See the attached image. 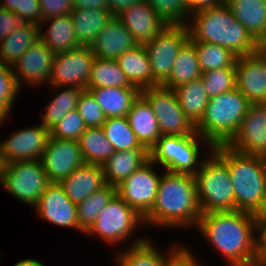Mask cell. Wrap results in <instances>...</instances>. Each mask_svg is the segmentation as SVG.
<instances>
[{
    "instance_id": "obj_1",
    "label": "cell",
    "mask_w": 266,
    "mask_h": 266,
    "mask_svg": "<svg viewBox=\"0 0 266 266\" xmlns=\"http://www.w3.org/2000/svg\"><path fill=\"white\" fill-rule=\"evenodd\" d=\"M196 229L229 266H254L262 262L258 227L253 213L233 210L203 213Z\"/></svg>"
},
{
    "instance_id": "obj_2",
    "label": "cell",
    "mask_w": 266,
    "mask_h": 266,
    "mask_svg": "<svg viewBox=\"0 0 266 266\" xmlns=\"http://www.w3.org/2000/svg\"><path fill=\"white\" fill-rule=\"evenodd\" d=\"M201 216L194 175L163 172L157 197L144 217L145 225L168 228H196Z\"/></svg>"
},
{
    "instance_id": "obj_3",
    "label": "cell",
    "mask_w": 266,
    "mask_h": 266,
    "mask_svg": "<svg viewBox=\"0 0 266 266\" xmlns=\"http://www.w3.org/2000/svg\"><path fill=\"white\" fill-rule=\"evenodd\" d=\"M187 28L191 41L220 45L237 56L250 55L262 48L225 4L191 14Z\"/></svg>"
},
{
    "instance_id": "obj_4",
    "label": "cell",
    "mask_w": 266,
    "mask_h": 266,
    "mask_svg": "<svg viewBox=\"0 0 266 266\" xmlns=\"http://www.w3.org/2000/svg\"><path fill=\"white\" fill-rule=\"evenodd\" d=\"M213 151L227 164L235 194V210L254 213L266 191V167L261 156L233 150L226 144Z\"/></svg>"
},
{
    "instance_id": "obj_5",
    "label": "cell",
    "mask_w": 266,
    "mask_h": 266,
    "mask_svg": "<svg viewBox=\"0 0 266 266\" xmlns=\"http://www.w3.org/2000/svg\"><path fill=\"white\" fill-rule=\"evenodd\" d=\"M247 98L235 87L210 98L196 132L213 147L227 144L236 134L250 106Z\"/></svg>"
},
{
    "instance_id": "obj_6",
    "label": "cell",
    "mask_w": 266,
    "mask_h": 266,
    "mask_svg": "<svg viewBox=\"0 0 266 266\" xmlns=\"http://www.w3.org/2000/svg\"><path fill=\"white\" fill-rule=\"evenodd\" d=\"M205 150L207 156L194 175L201 214L233 211L235 194L227 164L213 150Z\"/></svg>"
},
{
    "instance_id": "obj_7",
    "label": "cell",
    "mask_w": 266,
    "mask_h": 266,
    "mask_svg": "<svg viewBox=\"0 0 266 266\" xmlns=\"http://www.w3.org/2000/svg\"><path fill=\"white\" fill-rule=\"evenodd\" d=\"M204 143V144H200ZM213 146L198 133L188 135H161L156 144L149 150L150 160L164 171L195 175L204 160V151L200 147ZM201 149V150H200ZM203 153L201 155V153ZM202 157H201V156ZM201 158V159H200ZM199 163V164H198Z\"/></svg>"
},
{
    "instance_id": "obj_8",
    "label": "cell",
    "mask_w": 266,
    "mask_h": 266,
    "mask_svg": "<svg viewBox=\"0 0 266 266\" xmlns=\"http://www.w3.org/2000/svg\"><path fill=\"white\" fill-rule=\"evenodd\" d=\"M142 225L145 226L144 218L116 194L85 234L99 237L107 245L117 246L131 240L130 237Z\"/></svg>"
},
{
    "instance_id": "obj_9",
    "label": "cell",
    "mask_w": 266,
    "mask_h": 266,
    "mask_svg": "<svg viewBox=\"0 0 266 266\" xmlns=\"http://www.w3.org/2000/svg\"><path fill=\"white\" fill-rule=\"evenodd\" d=\"M50 183L41 160L6 163L0 186L18 201L35 206Z\"/></svg>"
},
{
    "instance_id": "obj_10",
    "label": "cell",
    "mask_w": 266,
    "mask_h": 266,
    "mask_svg": "<svg viewBox=\"0 0 266 266\" xmlns=\"http://www.w3.org/2000/svg\"><path fill=\"white\" fill-rule=\"evenodd\" d=\"M141 94L156 115L161 135L196 134V128L181 109L173 89L163 85L148 87Z\"/></svg>"
},
{
    "instance_id": "obj_11",
    "label": "cell",
    "mask_w": 266,
    "mask_h": 266,
    "mask_svg": "<svg viewBox=\"0 0 266 266\" xmlns=\"http://www.w3.org/2000/svg\"><path fill=\"white\" fill-rule=\"evenodd\" d=\"M188 39L187 26H167L144 44L152 69V87L162 85L169 78L179 49Z\"/></svg>"
},
{
    "instance_id": "obj_12",
    "label": "cell",
    "mask_w": 266,
    "mask_h": 266,
    "mask_svg": "<svg viewBox=\"0 0 266 266\" xmlns=\"http://www.w3.org/2000/svg\"><path fill=\"white\" fill-rule=\"evenodd\" d=\"M94 59L89 46L55 54L49 85L86 90Z\"/></svg>"
},
{
    "instance_id": "obj_13",
    "label": "cell",
    "mask_w": 266,
    "mask_h": 266,
    "mask_svg": "<svg viewBox=\"0 0 266 266\" xmlns=\"http://www.w3.org/2000/svg\"><path fill=\"white\" fill-rule=\"evenodd\" d=\"M149 160L117 186V195L143 218L154 206L161 174Z\"/></svg>"
},
{
    "instance_id": "obj_14",
    "label": "cell",
    "mask_w": 266,
    "mask_h": 266,
    "mask_svg": "<svg viewBox=\"0 0 266 266\" xmlns=\"http://www.w3.org/2000/svg\"><path fill=\"white\" fill-rule=\"evenodd\" d=\"M235 68L236 88L251 104L266 103V47L238 56Z\"/></svg>"
},
{
    "instance_id": "obj_15",
    "label": "cell",
    "mask_w": 266,
    "mask_h": 266,
    "mask_svg": "<svg viewBox=\"0 0 266 266\" xmlns=\"http://www.w3.org/2000/svg\"><path fill=\"white\" fill-rule=\"evenodd\" d=\"M226 145L241 153L264 156L266 153V103L250 104L236 134Z\"/></svg>"
},
{
    "instance_id": "obj_16",
    "label": "cell",
    "mask_w": 266,
    "mask_h": 266,
    "mask_svg": "<svg viewBox=\"0 0 266 266\" xmlns=\"http://www.w3.org/2000/svg\"><path fill=\"white\" fill-rule=\"evenodd\" d=\"M49 138L50 131L42 124L13 131L1 143L5 163L41 160Z\"/></svg>"
},
{
    "instance_id": "obj_17",
    "label": "cell",
    "mask_w": 266,
    "mask_h": 266,
    "mask_svg": "<svg viewBox=\"0 0 266 266\" xmlns=\"http://www.w3.org/2000/svg\"><path fill=\"white\" fill-rule=\"evenodd\" d=\"M50 182H60L85 162L78 141L51 137L41 157Z\"/></svg>"
},
{
    "instance_id": "obj_18",
    "label": "cell",
    "mask_w": 266,
    "mask_h": 266,
    "mask_svg": "<svg viewBox=\"0 0 266 266\" xmlns=\"http://www.w3.org/2000/svg\"><path fill=\"white\" fill-rule=\"evenodd\" d=\"M33 209L43 221L81 232L77 220V205L67 197L58 182H50L47 185Z\"/></svg>"
},
{
    "instance_id": "obj_19",
    "label": "cell",
    "mask_w": 266,
    "mask_h": 266,
    "mask_svg": "<svg viewBox=\"0 0 266 266\" xmlns=\"http://www.w3.org/2000/svg\"><path fill=\"white\" fill-rule=\"evenodd\" d=\"M55 53L41 40L32 45L11 67L18 86L38 87L48 83ZM23 84H22V83Z\"/></svg>"
},
{
    "instance_id": "obj_20",
    "label": "cell",
    "mask_w": 266,
    "mask_h": 266,
    "mask_svg": "<svg viewBox=\"0 0 266 266\" xmlns=\"http://www.w3.org/2000/svg\"><path fill=\"white\" fill-rule=\"evenodd\" d=\"M131 242L124 251H118L115 258L118 266H168L170 260L184 247L182 243H175L163 254L150 238L141 235V238Z\"/></svg>"
},
{
    "instance_id": "obj_21",
    "label": "cell",
    "mask_w": 266,
    "mask_h": 266,
    "mask_svg": "<svg viewBox=\"0 0 266 266\" xmlns=\"http://www.w3.org/2000/svg\"><path fill=\"white\" fill-rule=\"evenodd\" d=\"M117 18L129 30L139 45L148 43L167 27L145 1L130 6Z\"/></svg>"
},
{
    "instance_id": "obj_22",
    "label": "cell",
    "mask_w": 266,
    "mask_h": 266,
    "mask_svg": "<svg viewBox=\"0 0 266 266\" xmlns=\"http://www.w3.org/2000/svg\"><path fill=\"white\" fill-rule=\"evenodd\" d=\"M139 45L129 30L117 18L113 17L99 32L90 46L95 58L116 60L125 51Z\"/></svg>"
},
{
    "instance_id": "obj_23",
    "label": "cell",
    "mask_w": 266,
    "mask_h": 266,
    "mask_svg": "<svg viewBox=\"0 0 266 266\" xmlns=\"http://www.w3.org/2000/svg\"><path fill=\"white\" fill-rule=\"evenodd\" d=\"M67 197L76 205L106 185L102 165L84 163L61 180Z\"/></svg>"
},
{
    "instance_id": "obj_24",
    "label": "cell",
    "mask_w": 266,
    "mask_h": 266,
    "mask_svg": "<svg viewBox=\"0 0 266 266\" xmlns=\"http://www.w3.org/2000/svg\"><path fill=\"white\" fill-rule=\"evenodd\" d=\"M126 117L137 140L150 150L156 144L161 133L156 115L142 94L134 101Z\"/></svg>"
},
{
    "instance_id": "obj_25",
    "label": "cell",
    "mask_w": 266,
    "mask_h": 266,
    "mask_svg": "<svg viewBox=\"0 0 266 266\" xmlns=\"http://www.w3.org/2000/svg\"><path fill=\"white\" fill-rule=\"evenodd\" d=\"M149 160L150 154L148 149H130L122 152L115 151L102 165L106 184L117 187Z\"/></svg>"
},
{
    "instance_id": "obj_26",
    "label": "cell",
    "mask_w": 266,
    "mask_h": 266,
    "mask_svg": "<svg viewBox=\"0 0 266 266\" xmlns=\"http://www.w3.org/2000/svg\"><path fill=\"white\" fill-rule=\"evenodd\" d=\"M86 90L93 95L106 118L126 117L141 94L137 87H96Z\"/></svg>"
},
{
    "instance_id": "obj_27",
    "label": "cell",
    "mask_w": 266,
    "mask_h": 266,
    "mask_svg": "<svg viewBox=\"0 0 266 266\" xmlns=\"http://www.w3.org/2000/svg\"><path fill=\"white\" fill-rule=\"evenodd\" d=\"M45 22L46 25L49 23V26L46 30H42ZM39 26L40 40L55 54L80 47L70 14L43 20Z\"/></svg>"
},
{
    "instance_id": "obj_28",
    "label": "cell",
    "mask_w": 266,
    "mask_h": 266,
    "mask_svg": "<svg viewBox=\"0 0 266 266\" xmlns=\"http://www.w3.org/2000/svg\"><path fill=\"white\" fill-rule=\"evenodd\" d=\"M252 37L266 47V0H242L224 3Z\"/></svg>"
},
{
    "instance_id": "obj_29",
    "label": "cell",
    "mask_w": 266,
    "mask_h": 266,
    "mask_svg": "<svg viewBox=\"0 0 266 266\" xmlns=\"http://www.w3.org/2000/svg\"><path fill=\"white\" fill-rule=\"evenodd\" d=\"M40 40V26L26 23L0 43V62L12 67L32 45Z\"/></svg>"
},
{
    "instance_id": "obj_30",
    "label": "cell",
    "mask_w": 266,
    "mask_h": 266,
    "mask_svg": "<svg viewBox=\"0 0 266 266\" xmlns=\"http://www.w3.org/2000/svg\"><path fill=\"white\" fill-rule=\"evenodd\" d=\"M116 61L133 86L140 90L152 87V69L144 45L125 51Z\"/></svg>"
},
{
    "instance_id": "obj_31",
    "label": "cell",
    "mask_w": 266,
    "mask_h": 266,
    "mask_svg": "<svg viewBox=\"0 0 266 266\" xmlns=\"http://www.w3.org/2000/svg\"><path fill=\"white\" fill-rule=\"evenodd\" d=\"M201 75L195 45L188 39L179 49L169 78L162 85L174 90L183 84L200 78Z\"/></svg>"
},
{
    "instance_id": "obj_32",
    "label": "cell",
    "mask_w": 266,
    "mask_h": 266,
    "mask_svg": "<svg viewBox=\"0 0 266 266\" xmlns=\"http://www.w3.org/2000/svg\"><path fill=\"white\" fill-rule=\"evenodd\" d=\"M71 18L80 46H91L99 32L113 18L109 10H72Z\"/></svg>"
},
{
    "instance_id": "obj_33",
    "label": "cell",
    "mask_w": 266,
    "mask_h": 266,
    "mask_svg": "<svg viewBox=\"0 0 266 266\" xmlns=\"http://www.w3.org/2000/svg\"><path fill=\"white\" fill-rule=\"evenodd\" d=\"M174 92L186 117L196 126L202 120L209 101L202 78L183 84Z\"/></svg>"
},
{
    "instance_id": "obj_34",
    "label": "cell",
    "mask_w": 266,
    "mask_h": 266,
    "mask_svg": "<svg viewBox=\"0 0 266 266\" xmlns=\"http://www.w3.org/2000/svg\"><path fill=\"white\" fill-rule=\"evenodd\" d=\"M58 91H60V93ZM82 91L83 89L80 88L51 86L50 94L55 95L54 92H56V95L44 107L45 111L41 116L42 126L50 130L54 125L59 123L67 113L76 110Z\"/></svg>"
},
{
    "instance_id": "obj_35",
    "label": "cell",
    "mask_w": 266,
    "mask_h": 266,
    "mask_svg": "<svg viewBox=\"0 0 266 266\" xmlns=\"http://www.w3.org/2000/svg\"><path fill=\"white\" fill-rule=\"evenodd\" d=\"M78 143L85 163L103 165L115 153L102 127H87Z\"/></svg>"
},
{
    "instance_id": "obj_36",
    "label": "cell",
    "mask_w": 266,
    "mask_h": 266,
    "mask_svg": "<svg viewBox=\"0 0 266 266\" xmlns=\"http://www.w3.org/2000/svg\"><path fill=\"white\" fill-rule=\"evenodd\" d=\"M136 87L128 80L116 60L95 58L86 88Z\"/></svg>"
},
{
    "instance_id": "obj_37",
    "label": "cell",
    "mask_w": 266,
    "mask_h": 266,
    "mask_svg": "<svg viewBox=\"0 0 266 266\" xmlns=\"http://www.w3.org/2000/svg\"><path fill=\"white\" fill-rule=\"evenodd\" d=\"M117 194V187L106 184L77 205V220L81 233H86L98 218L99 212Z\"/></svg>"
},
{
    "instance_id": "obj_38",
    "label": "cell",
    "mask_w": 266,
    "mask_h": 266,
    "mask_svg": "<svg viewBox=\"0 0 266 266\" xmlns=\"http://www.w3.org/2000/svg\"><path fill=\"white\" fill-rule=\"evenodd\" d=\"M192 42L195 45L202 73L219 68H235L238 56L228 48L209 42Z\"/></svg>"
},
{
    "instance_id": "obj_39",
    "label": "cell",
    "mask_w": 266,
    "mask_h": 266,
    "mask_svg": "<svg viewBox=\"0 0 266 266\" xmlns=\"http://www.w3.org/2000/svg\"><path fill=\"white\" fill-rule=\"evenodd\" d=\"M102 128L106 138L112 144L115 151L122 152L130 149H147L137 140L127 117L106 118Z\"/></svg>"
},
{
    "instance_id": "obj_40",
    "label": "cell",
    "mask_w": 266,
    "mask_h": 266,
    "mask_svg": "<svg viewBox=\"0 0 266 266\" xmlns=\"http://www.w3.org/2000/svg\"><path fill=\"white\" fill-rule=\"evenodd\" d=\"M167 26H187L190 10L185 0H145Z\"/></svg>"
},
{
    "instance_id": "obj_41",
    "label": "cell",
    "mask_w": 266,
    "mask_h": 266,
    "mask_svg": "<svg viewBox=\"0 0 266 266\" xmlns=\"http://www.w3.org/2000/svg\"><path fill=\"white\" fill-rule=\"evenodd\" d=\"M201 78L204 82L207 97L210 99L236 87V68L210 70L203 72Z\"/></svg>"
},
{
    "instance_id": "obj_42",
    "label": "cell",
    "mask_w": 266,
    "mask_h": 266,
    "mask_svg": "<svg viewBox=\"0 0 266 266\" xmlns=\"http://www.w3.org/2000/svg\"><path fill=\"white\" fill-rule=\"evenodd\" d=\"M20 90L11 67L0 62V115L10 116Z\"/></svg>"
},
{
    "instance_id": "obj_43",
    "label": "cell",
    "mask_w": 266,
    "mask_h": 266,
    "mask_svg": "<svg viewBox=\"0 0 266 266\" xmlns=\"http://www.w3.org/2000/svg\"><path fill=\"white\" fill-rule=\"evenodd\" d=\"M86 125L77 110L71 111L49 131L51 137L78 141Z\"/></svg>"
},
{
    "instance_id": "obj_44",
    "label": "cell",
    "mask_w": 266,
    "mask_h": 266,
    "mask_svg": "<svg viewBox=\"0 0 266 266\" xmlns=\"http://www.w3.org/2000/svg\"><path fill=\"white\" fill-rule=\"evenodd\" d=\"M76 110L86 127H102L106 121V116L102 109L88 90H83L80 94Z\"/></svg>"
},
{
    "instance_id": "obj_45",
    "label": "cell",
    "mask_w": 266,
    "mask_h": 266,
    "mask_svg": "<svg viewBox=\"0 0 266 266\" xmlns=\"http://www.w3.org/2000/svg\"><path fill=\"white\" fill-rule=\"evenodd\" d=\"M42 21L53 17L71 14L74 3L73 0H39Z\"/></svg>"
},
{
    "instance_id": "obj_46",
    "label": "cell",
    "mask_w": 266,
    "mask_h": 266,
    "mask_svg": "<svg viewBox=\"0 0 266 266\" xmlns=\"http://www.w3.org/2000/svg\"><path fill=\"white\" fill-rule=\"evenodd\" d=\"M18 16L26 23L40 25L42 11L39 0H18Z\"/></svg>"
},
{
    "instance_id": "obj_47",
    "label": "cell",
    "mask_w": 266,
    "mask_h": 266,
    "mask_svg": "<svg viewBox=\"0 0 266 266\" xmlns=\"http://www.w3.org/2000/svg\"><path fill=\"white\" fill-rule=\"evenodd\" d=\"M25 24L26 22L16 13L0 7V43L7 35Z\"/></svg>"
},
{
    "instance_id": "obj_48",
    "label": "cell",
    "mask_w": 266,
    "mask_h": 266,
    "mask_svg": "<svg viewBox=\"0 0 266 266\" xmlns=\"http://www.w3.org/2000/svg\"><path fill=\"white\" fill-rule=\"evenodd\" d=\"M188 247H183L169 262L168 266H201L199 258Z\"/></svg>"
},
{
    "instance_id": "obj_49",
    "label": "cell",
    "mask_w": 266,
    "mask_h": 266,
    "mask_svg": "<svg viewBox=\"0 0 266 266\" xmlns=\"http://www.w3.org/2000/svg\"><path fill=\"white\" fill-rule=\"evenodd\" d=\"M73 10H109L108 0H73Z\"/></svg>"
},
{
    "instance_id": "obj_50",
    "label": "cell",
    "mask_w": 266,
    "mask_h": 266,
    "mask_svg": "<svg viewBox=\"0 0 266 266\" xmlns=\"http://www.w3.org/2000/svg\"><path fill=\"white\" fill-rule=\"evenodd\" d=\"M190 10V14L208 8H216L224 4V0H185Z\"/></svg>"
},
{
    "instance_id": "obj_51",
    "label": "cell",
    "mask_w": 266,
    "mask_h": 266,
    "mask_svg": "<svg viewBox=\"0 0 266 266\" xmlns=\"http://www.w3.org/2000/svg\"><path fill=\"white\" fill-rule=\"evenodd\" d=\"M144 1L145 0H108L109 11L113 17H117L130 6Z\"/></svg>"
},
{
    "instance_id": "obj_52",
    "label": "cell",
    "mask_w": 266,
    "mask_h": 266,
    "mask_svg": "<svg viewBox=\"0 0 266 266\" xmlns=\"http://www.w3.org/2000/svg\"><path fill=\"white\" fill-rule=\"evenodd\" d=\"M258 227V250L263 261L266 258V221H256Z\"/></svg>"
},
{
    "instance_id": "obj_53",
    "label": "cell",
    "mask_w": 266,
    "mask_h": 266,
    "mask_svg": "<svg viewBox=\"0 0 266 266\" xmlns=\"http://www.w3.org/2000/svg\"><path fill=\"white\" fill-rule=\"evenodd\" d=\"M255 221H266V191L262 197L261 204L253 213Z\"/></svg>"
},
{
    "instance_id": "obj_54",
    "label": "cell",
    "mask_w": 266,
    "mask_h": 266,
    "mask_svg": "<svg viewBox=\"0 0 266 266\" xmlns=\"http://www.w3.org/2000/svg\"><path fill=\"white\" fill-rule=\"evenodd\" d=\"M0 7L18 15V0H2Z\"/></svg>"
},
{
    "instance_id": "obj_55",
    "label": "cell",
    "mask_w": 266,
    "mask_h": 266,
    "mask_svg": "<svg viewBox=\"0 0 266 266\" xmlns=\"http://www.w3.org/2000/svg\"><path fill=\"white\" fill-rule=\"evenodd\" d=\"M14 266H46L36 259H24L14 264Z\"/></svg>"
},
{
    "instance_id": "obj_56",
    "label": "cell",
    "mask_w": 266,
    "mask_h": 266,
    "mask_svg": "<svg viewBox=\"0 0 266 266\" xmlns=\"http://www.w3.org/2000/svg\"><path fill=\"white\" fill-rule=\"evenodd\" d=\"M5 165H6V163H5L4 159H3V155H2V152H1V149H0V184H1V181H2V178H3Z\"/></svg>"
},
{
    "instance_id": "obj_57",
    "label": "cell",
    "mask_w": 266,
    "mask_h": 266,
    "mask_svg": "<svg viewBox=\"0 0 266 266\" xmlns=\"http://www.w3.org/2000/svg\"><path fill=\"white\" fill-rule=\"evenodd\" d=\"M7 119V117H5V116H3V115H0V125L2 126L3 124V122L5 121ZM3 121V122H2ZM0 126V127H1ZM0 149H1V142H0Z\"/></svg>"
},
{
    "instance_id": "obj_58",
    "label": "cell",
    "mask_w": 266,
    "mask_h": 266,
    "mask_svg": "<svg viewBox=\"0 0 266 266\" xmlns=\"http://www.w3.org/2000/svg\"><path fill=\"white\" fill-rule=\"evenodd\" d=\"M242 0H224V3H235Z\"/></svg>"
},
{
    "instance_id": "obj_59",
    "label": "cell",
    "mask_w": 266,
    "mask_h": 266,
    "mask_svg": "<svg viewBox=\"0 0 266 266\" xmlns=\"http://www.w3.org/2000/svg\"><path fill=\"white\" fill-rule=\"evenodd\" d=\"M262 158L264 160V164H265V167H266V153L264 154V156Z\"/></svg>"
},
{
    "instance_id": "obj_60",
    "label": "cell",
    "mask_w": 266,
    "mask_h": 266,
    "mask_svg": "<svg viewBox=\"0 0 266 266\" xmlns=\"http://www.w3.org/2000/svg\"><path fill=\"white\" fill-rule=\"evenodd\" d=\"M254 266H265V264L263 262L257 264V265H254Z\"/></svg>"
},
{
    "instance_id": "obj_61",
    "label": "cell",
    "mask_w": 266,
    "mask_h": 266,
    "mask_svg": "<svg viewBox=\"0 0 266 266\" xmlns=\"http://www.w3.org/2000/svg\"><path fill=\"white\" fill-rule=\"evenodd\" d=\"M264 264H265V266H266V258L262 261Z\"/></svg>"
}]
</instances>
